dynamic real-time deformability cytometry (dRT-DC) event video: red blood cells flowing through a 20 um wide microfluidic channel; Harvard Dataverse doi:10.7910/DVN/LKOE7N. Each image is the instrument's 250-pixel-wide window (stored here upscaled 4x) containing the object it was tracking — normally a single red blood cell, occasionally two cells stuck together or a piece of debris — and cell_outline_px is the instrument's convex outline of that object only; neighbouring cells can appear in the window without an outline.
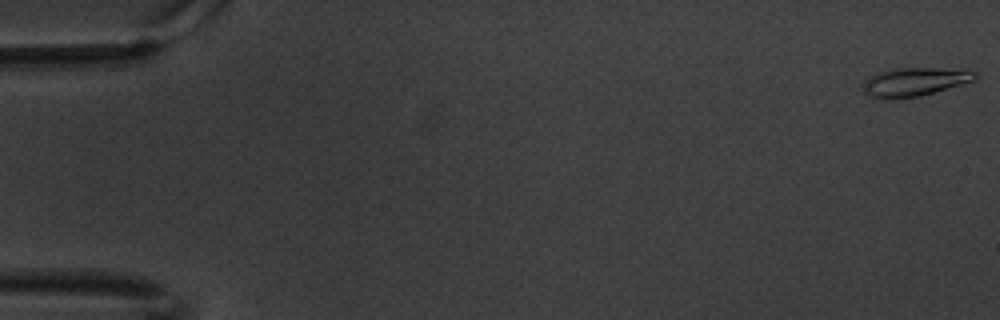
{"species": "common noctule bat (a hibernating species)", "species_latin": "Nyctalus noctula", "temperature_condition": "warm", "stored_images_in_passage": 6, "camera_frame_rate_fps": 3000, "um_per_image_px": 0.085, "animal": {"sex": "male", "body_mass_g": 20.1, "forearm_length_mm": 53.5}, "frame": {"image": 1, "passage_image": 1, "time_ms": 0.0, "image_size_px": [1000, 320], "cell_outline_px": [[976, 76], [972, 80], [960, 84], [920, 96], [892, 100], [884, 100], [868, 96], [864, 92], [864, 80], [880, 72], [900, 68], [968, 68], [976, 72]], "centroid_in_image_um": [77.73, 6.96], "position_along_channel_um": 7.3, "area_um2": 18.67}}